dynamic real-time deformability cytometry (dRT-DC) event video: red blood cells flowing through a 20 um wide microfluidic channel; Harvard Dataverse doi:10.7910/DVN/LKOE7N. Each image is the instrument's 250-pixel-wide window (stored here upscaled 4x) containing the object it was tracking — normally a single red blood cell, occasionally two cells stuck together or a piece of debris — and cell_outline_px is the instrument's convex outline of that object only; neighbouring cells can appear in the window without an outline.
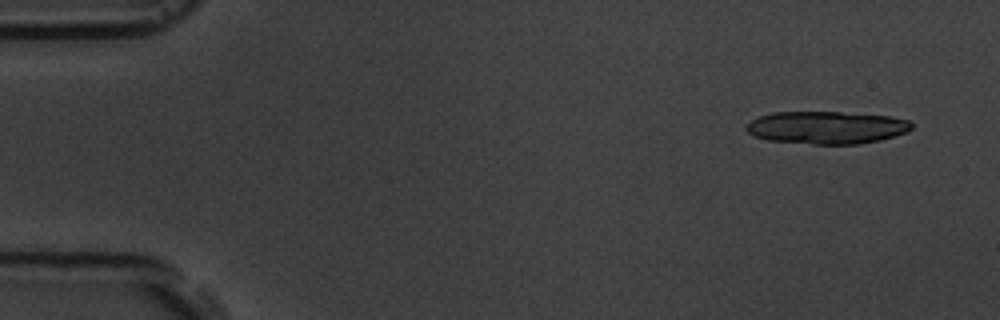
{"species": "common noctule bat (a hibernating species)", "species_latin": "Nyctalus noctula", "temperature_condition": "room temperature", "stored_images_in_passage": 4, "camera_frame_rate_fps": 3000, "um_per_image_px": 0.085, "animal": {"sex": "male", "body_mass_g": 19.5, "forearm_length_mm": 54.6}, "frame": {"image": 1, "passage_image": 1, "time_ms": 0.0, "image_size_px": [1000, 320], "cell_outline_px": [[912, 128], [908, 132], [880, 140], [860, 144], [812, 144], [768, 140], [756, 136], [748, 132], [744, 128], [752, 120], [760, 116], [772, 112], [840, 112], [892, 116], [908, 120], [912, 124]], "centroid_in_image_um": [70.29, 10.84], "position_along_channel_um": 14.7, "area_um2": 31.44}}